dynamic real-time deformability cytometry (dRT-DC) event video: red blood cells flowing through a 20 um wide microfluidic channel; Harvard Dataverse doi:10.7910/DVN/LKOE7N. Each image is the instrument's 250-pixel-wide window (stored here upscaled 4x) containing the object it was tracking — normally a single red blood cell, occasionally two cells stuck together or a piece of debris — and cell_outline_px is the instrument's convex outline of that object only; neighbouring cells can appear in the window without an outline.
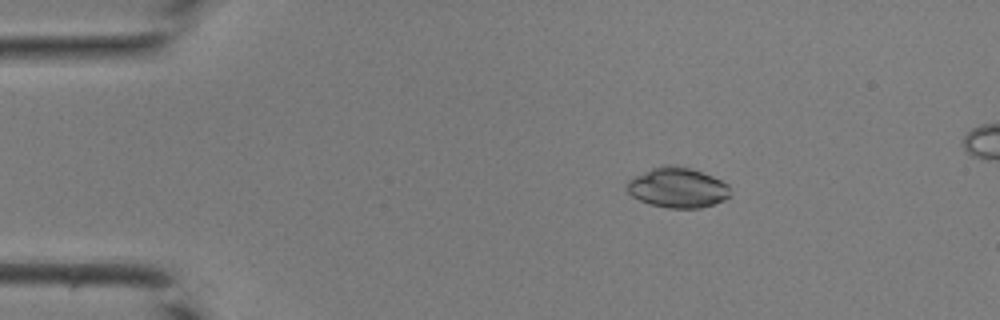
{"species": "common noctule bat (a hibernating species)", "species_latin": "Nyctalus noctula", "temperature_condition": "room temperature", "stored_images_in_passage": 37, "camera_frame_rate_fps": 3000, "um_per_image_px": 0.085, "animal": {"sex": "male", "body_mass_g": 19.0, "forearm_length_mm": 50.8}, "frame": {"image": 1, "passage_image": 2, "time_ms": 0.333, "image_size_px": [1000, 320], "cell_outline_px": [[732, 196], [724, 200], [700, 208], [668, 208], [652, 204], [640, 200], [632, 196], [624, 188], [624, 184], [632, 176], [652, 168], [664, 164], [676, 164], [692, 168], [712, 176], [728, 184], [732, 192]], "centroid_in_image_um": [57.58, 15.93], "position_along_channel_um": 27.4, "area_um2": 24.62}}
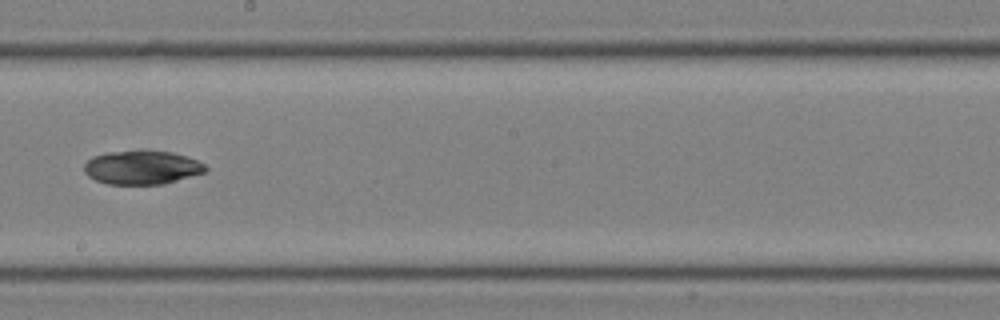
{"frame": {"image": 2, "passage_image": 19, "time_ms": 6.0, "image_size_px": [1000, 320], "cell_outline_px": [[208, 168], [204, 172], [164, 184], [108, 184], [96, 180], [88, 176], [84, 172], [84, 164], [92, 156], [104, 152], [172, 152], [188, 156], [204, 164]], "centroid_in_image_um": [12.04, 14.25], "position_along_channel_um": 236.2, "area_um2": 23.52}}
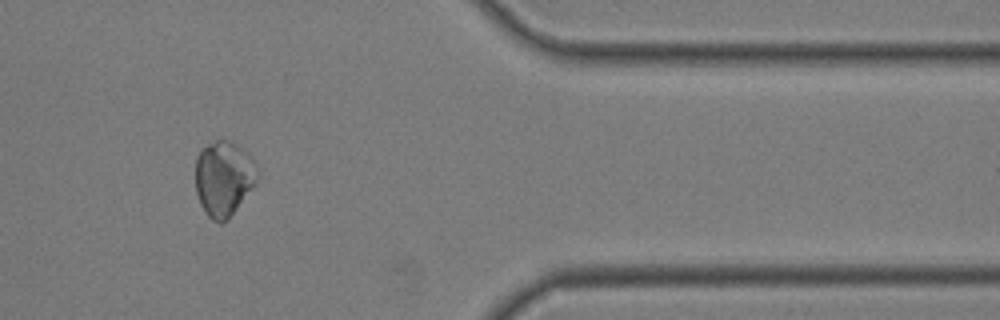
{"frame": {"image": 3, "passage_image": 30, "time_ms": 9.667, "image_size_px": [1000, 320], "cell_outline_px": [[260, 172], [256, 184], [228, 220], [220, 224], [212, 220], [208, 216], [200, 204], [196, 192], [196, 156], [208, 144], [216, 140], [228, 140], [244, 148], [256, 160]], "centroid_in_image_um": [19.07, 15.16], "position_along_channel_um": 392.3, "area_um2": 27.69}}